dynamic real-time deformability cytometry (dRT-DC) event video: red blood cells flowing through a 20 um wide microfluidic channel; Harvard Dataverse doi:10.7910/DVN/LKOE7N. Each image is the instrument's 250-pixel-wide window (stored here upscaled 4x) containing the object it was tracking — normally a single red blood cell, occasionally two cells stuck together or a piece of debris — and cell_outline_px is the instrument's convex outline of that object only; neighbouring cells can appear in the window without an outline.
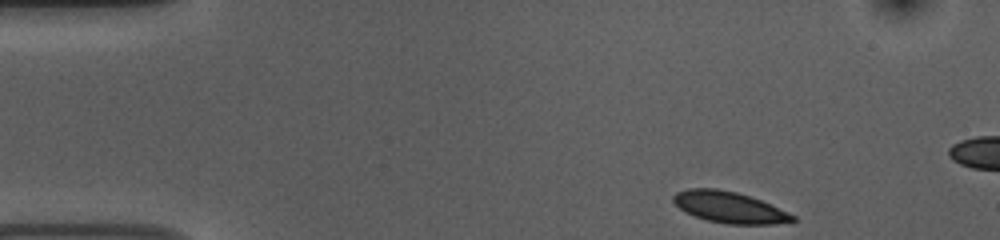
{"species": "common noctule bat (a hibernating species)", "species_latin": "Nyctalus noctula", "temperature_condition": "room temperature", "stored_images_in_passage": 10, "camera_frame_rate_fps": 3000, "um_per_image_px": 0.085, "animal": {"sex": "female", "body_mass_g": 10.0, "forearm_length_mm": 53.1}, "frame": {"image": 1, "passage_image": 1, "time_ms": 0.0, "image_size_px": [1000, 240], "cell_outline_px": [[796, 220], [772, 224], [728, 224], [708, 220], [684, 212], [672, 200], [672, 196], [676, 192], [688, 188], [716, 188], [736, 192], [760, 200], [788, 212], [796, 216]], "centroid_in_image_um": [61.96, 17.61], "position_along_channel_um": 23.0, "area_um2": 21.5}}